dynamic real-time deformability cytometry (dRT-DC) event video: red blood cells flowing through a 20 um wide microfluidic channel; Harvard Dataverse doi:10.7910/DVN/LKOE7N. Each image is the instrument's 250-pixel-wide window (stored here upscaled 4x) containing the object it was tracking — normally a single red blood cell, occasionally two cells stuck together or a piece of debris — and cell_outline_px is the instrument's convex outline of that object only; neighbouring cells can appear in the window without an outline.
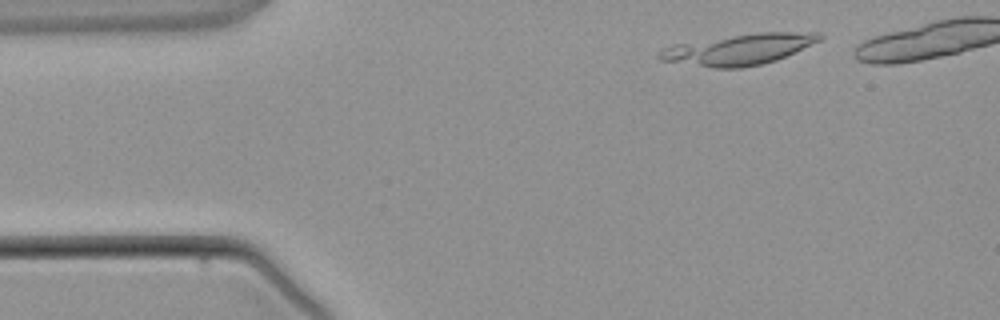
{"species": "common noctule bat (a hibernating species)", "species_latin": "Nyctalus noctula", "temperature_condition": "warm", "stored_images_in_passage": 4, "camera_frame_rate_fps": 3000, "um_per_image_px": 0.085, "animal": {"sex": "male", "body_mass_g": 21.5, "forearm_length_mm": 52.0}, "frame": {"image": 1, "passage_image": 1, "time_ms": 0.0, "image_size_px": [1000, 320], "cell_outline_px": [[824, 36], [820, 40], [776, 60], [760, 64], [740, 68], [712, 68], [660, 60], [656, 56], [664, 48], [672, 44], [756, 32], [820, 32]], "centroid_in_image_um": [62.78, 4.19], "position_along_channel_um": 22.2, "area_um2": 28.67}}
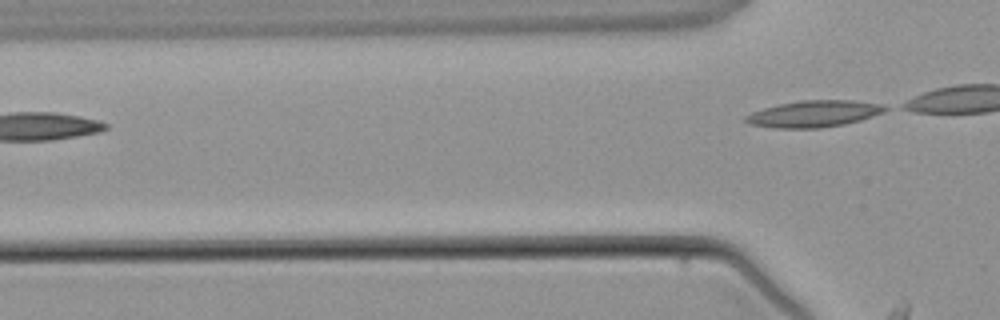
{"frame": {"image": 2, "passage_image": 4, "time_ms": 3.667, "image_size_px": [1000, 320], "cell_outline_px": [[892, 108], [884, 112], [860, 120], [844, 124], [820, 128], [772, 128], [752, 124], [744, 120], [744, 116], [752, 112], [764, 108], [780, 104], [800, 100], [852, 100], [884, 104]], "centroid_in_image_um": [69.23, 9.66], "position_along_channel_um": 56.6, "area_um2": 21.68}}